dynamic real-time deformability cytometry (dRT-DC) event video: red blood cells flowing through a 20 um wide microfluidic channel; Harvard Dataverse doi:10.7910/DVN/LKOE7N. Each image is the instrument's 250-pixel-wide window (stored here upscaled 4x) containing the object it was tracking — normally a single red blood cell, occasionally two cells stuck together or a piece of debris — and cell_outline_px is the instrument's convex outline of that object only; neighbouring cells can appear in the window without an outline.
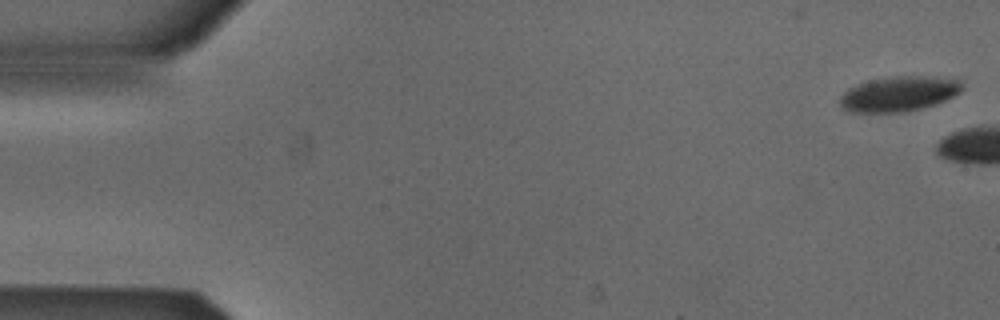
{"species": "Egyptian fruit bat (a non-hibernating species)", "species_latin": "Rousettus aegyptiacus", "temperature_condition": "cold", "stored_images_in_passage": 8, "camera_frame_rate_fps": 3000, "um_per_image_px": 0.085, "animal": {"sex": "male"}, "frame": {"image": 1, "passage_image": 1, "time_ms": 0.0, "image_size_px": [1000, 320], "cell_outline_px": [[960, 92], [944, 100], [920, 108], [904, 112], [848, 112], [840, 104], [840, 96], [848, 88], [872, 80], [896, 76], [916, 76], [956, 80], [960, 84]], "centroid_in_image_um": [76.32, 8.0], "position_along_channel_um": 8.7, "area_um2": 24.1}}